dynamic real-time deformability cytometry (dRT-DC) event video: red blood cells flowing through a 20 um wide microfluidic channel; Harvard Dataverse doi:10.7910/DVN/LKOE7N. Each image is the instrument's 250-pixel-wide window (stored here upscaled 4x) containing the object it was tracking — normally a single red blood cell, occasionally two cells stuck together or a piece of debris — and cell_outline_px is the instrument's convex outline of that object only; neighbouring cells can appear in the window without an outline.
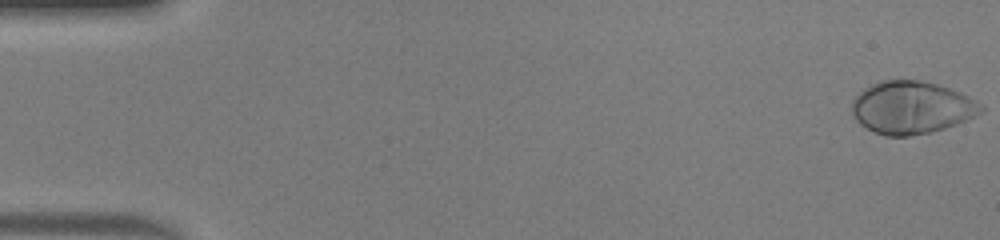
{"species": "human", "species_latin": "Homo sapiens", "temperature_condition": "warm", "stored_images_in_passage": 49, "camera_frame_rate_fps": 3000, "um_per_image_px": 0.085, "donor": {"sex": "male"}, "frame": {"image": 1, "passage_image": 1, "time_ms": 0.0, "image_size_px": [1000, 240], "cell_outline_px": [[984, 108], [980, 112], [956, 124], [932, 132], [908, 136], [884, 136], [860, 124], [852, 116], [852, 100], [864, 88], [880, 80], [920, 80], [936, 84], [960, 92], [984, 104]], "centroid_in_image_um": [77.46, 9.13], "position_along_channel_um": 7.5, "area_um2": 39.42}}
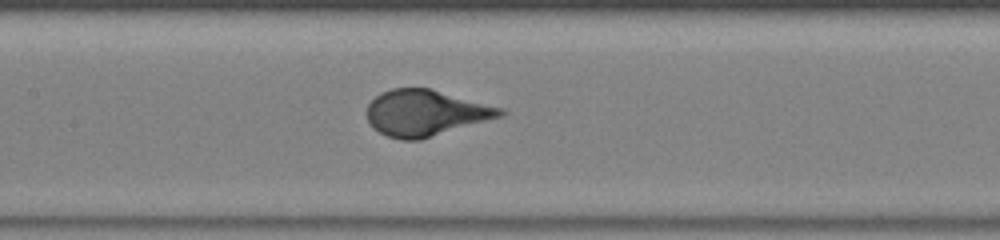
{"frame": {"image": 2, "passage_image": 24, "time_ms": 7.667, "image_size_px": [1000, 240], "cell_outline_px": [[508, 112], [504, 116], [420, 140], [400, 140], [388, 136], [372, 128], [364, 112], [368, 104], [380, 92], [392, 88], [432, 88], [504, 108]], "centroid_in_image_um": [36.19, 9.59], "position_along_channel_um": 171.2, "area_um2": 36.36}}
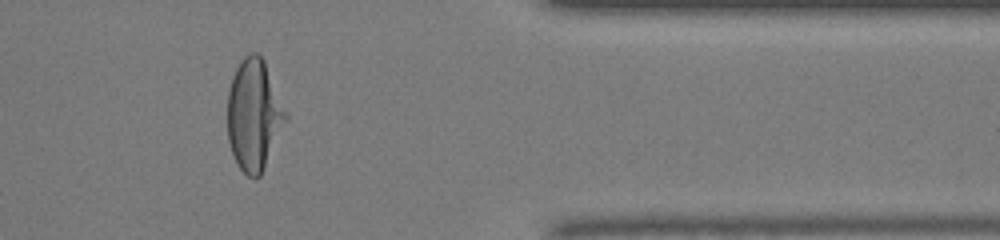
{"frame": {"image": 3, "passage_image": 41, "time_ms": 13.333, "image_size_px": [1000, 240], "cell_outline_px": [[288, 120], [260, 176], [256, 180], [248, 176], [240, 168], [232, 152], [228, 140], [228, 92], [232, 76], [240, 60], [248, 52], [256, 52], [264, 60], [288, 112]], "centroid_in_image_um": [21.61, 9.75], "position_along_channel_um": 389.8, "area_um2": 38.03}}